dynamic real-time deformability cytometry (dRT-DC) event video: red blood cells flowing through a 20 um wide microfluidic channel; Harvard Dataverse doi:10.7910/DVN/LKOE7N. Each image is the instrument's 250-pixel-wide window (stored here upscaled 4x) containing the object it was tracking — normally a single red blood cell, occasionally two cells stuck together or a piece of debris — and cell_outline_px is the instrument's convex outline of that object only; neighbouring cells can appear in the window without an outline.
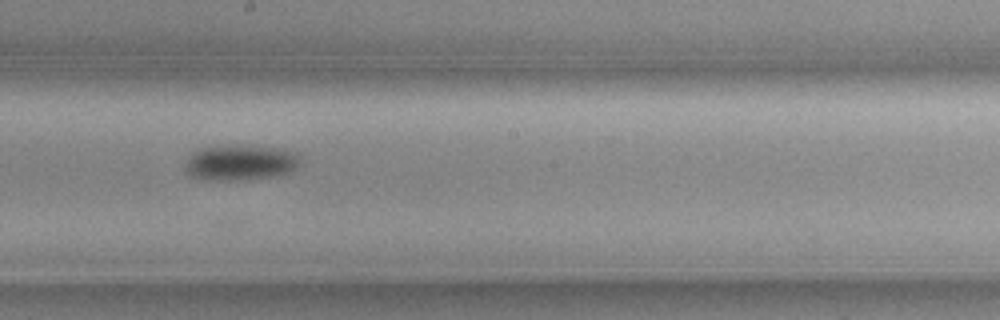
{"species": "common noctule bat (a hibernating species)", "species_latin": "Nyctalus noctula", "temperature_condition": "cold", "stored_images_in_passage": 37, "camera_frame_rate_fps": 3000, "um_per_image_px": 0.085, "animal": {"sex": "female", "body_mass_g": 19.3, "forearm_length_mm": 54.1}, "frame": {"image": 1, "passage_image": 15, "time_ms": 4.667, "image_size_px": [1000, 320], "cell_outline_px": [[300, 160], [296, 168], [288, 172], [272, 176], [248, 180], [204, 180], [188, 176], [184, 172], [184, 164], [188, 156], [192, 152], [200, 148], [236, 144], [276, 148], [296, 152], [300, 156]], "centroid_in_image_um": [20.35, 13.82], "position_along_channel_um": 227.9, "area_um2": 24.33}}
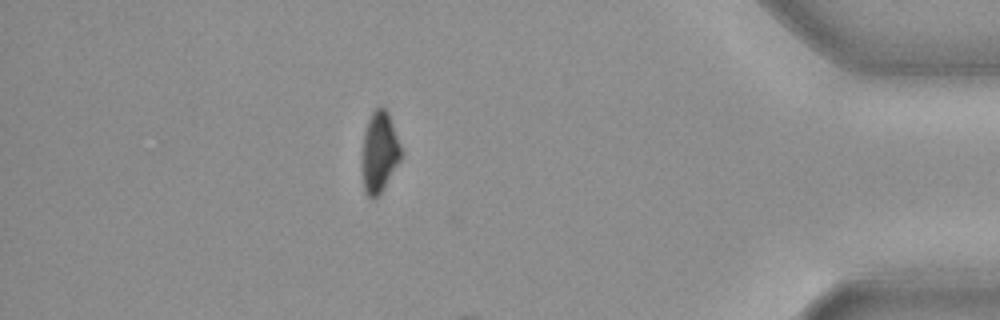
{"frame": {"image": 2, "passage_image": 33, "time_ms": 10.667, "image_size_px": [1000, 320], "cell_outline_px": [[404, 152], [400, 160], [380, 192], [372, 200], [364, 192], [364, 132], [368, 120], [372, 112], [380, 104], [388, 112]], "centroid_in_image_um": [32.29, 12.87], "position_along_channel_um": 402.9, "area_um2": 17.86}}